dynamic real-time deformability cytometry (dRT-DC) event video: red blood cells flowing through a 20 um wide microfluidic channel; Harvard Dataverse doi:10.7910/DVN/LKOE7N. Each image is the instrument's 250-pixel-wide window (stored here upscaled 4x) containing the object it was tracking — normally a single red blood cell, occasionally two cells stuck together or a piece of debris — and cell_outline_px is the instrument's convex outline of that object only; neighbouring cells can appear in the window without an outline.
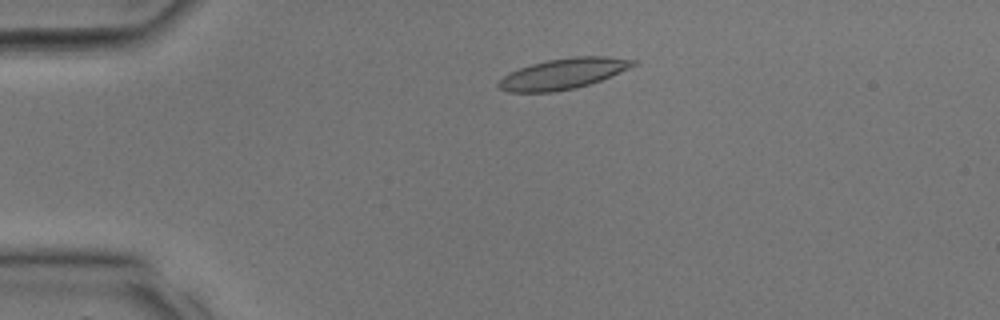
{"species": "common noctule bat (a hibernating species)", "species_latin": "Nyctalus noctula", "temperature_condition": "room temperature", "stored_images_in_passage": 31, "camera_frame_rate_fps": 3000, "um_per_image_px": 0.085, "animal": {"sex": "male", "body_mass_g": 17.9, "forearm_length_mm": 54.2}, "frame": {"image": 1, "passage_image": 6, "time_ms": 1.667, "image_size_px": [1000, 320], "cell_outline_px": [[636, 64], [628, 68], [600, 80], [576, 88], [556, 92], [508, 92], [496, 88], [496, 84], [504, 76], [520, 68], [532, 64], [548, 60], [576, 56], [608, 56], [636, 60]], "centroid_in_image_um": [47.84, 6.27], "position_along_channel_um": 37.2, "area_um2": 23.81}}
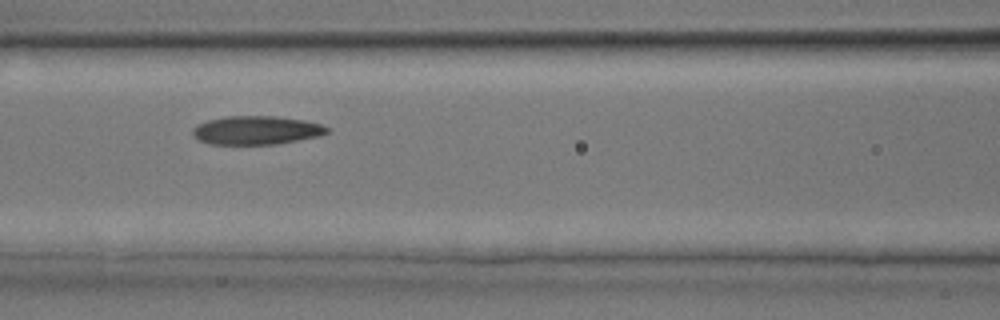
{"frame": {"image": 2, "passage_image": 13, "time_ms": 4.0, "image_size_px": [1000, 320], "cell_outline_px": [[332, 132], [320, 136], [276, 144], [208, 144], [192, 136], [192, 128], [196, 124], [208, 120], [224, 116], [276, 116], [304, 120], [320, 124], [328, 128]], "centroid_in_image_um": [21.78, 11.07], "position_along_channel_um": 144.8, "area_um2": 22.6}}
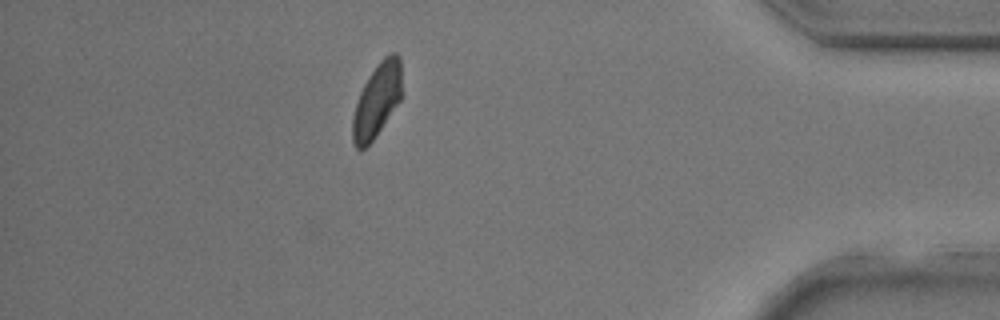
{"frame": {"image": 3, "passage_image": 27, "time_ms": 8.667, "image_size_px": [1000, 320], "cell_outline_px": [[400, 100], [376, 136], [364, 148], [356, 148], [352, 144], [352, 116], [360, 92], [368, 76], [376, 64], [384, 56], [392, 52], [396, 52], [400, 56]], "centroid_in_image_um": [32.01, 8.52], "position_along_channel_um": 403.2, "area_um2": 20.98}}